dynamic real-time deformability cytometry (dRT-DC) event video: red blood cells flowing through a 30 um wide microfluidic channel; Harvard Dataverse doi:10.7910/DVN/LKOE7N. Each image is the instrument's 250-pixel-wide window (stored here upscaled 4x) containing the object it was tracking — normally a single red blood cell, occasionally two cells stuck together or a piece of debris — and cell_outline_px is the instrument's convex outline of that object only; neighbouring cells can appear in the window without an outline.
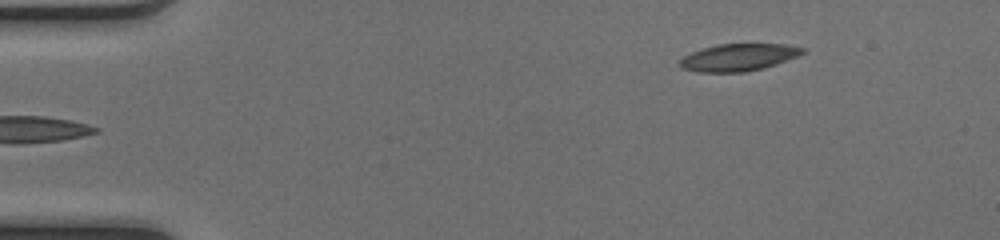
{"species": "common noctule bat (a hibernating species)", "species_latin": "Nyctalus noctula", "temperature_condition": "cold", "stored_images_in_passage": 45, "camera_frame_rate_fps": 3000, "um_per_image_px": 0.085, "animal": {"sex": "female", "body_mass_g": 17.0, "forearm_length_mm": 48.0}, "frame": {"image": 1, "passage_image": 1, "time_ms": 0.0, "image_size_px": [1000, 240], "cell_outline_px": [[804, 52], [796, 56], [776, 64], [764, 68], [744, 72], [696, 72], [680, 68], [680, 60], [684, 56], [692, 52], [716, 44], [784, 44], [804, 48]], "centroid_in_image_um": [62.73, 4.88], "position_along_channel_um": 22.3, "area_um2": 19.31}}
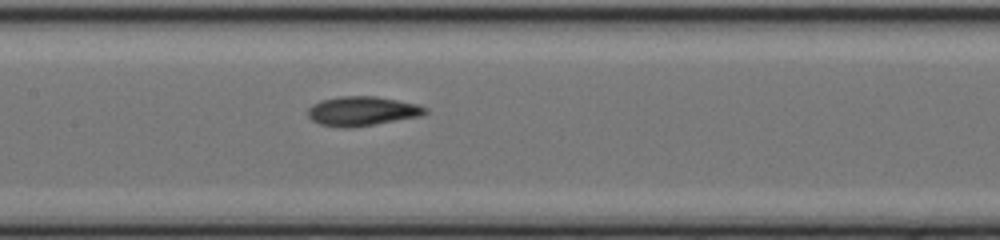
{"frame": {"image": 2, "passage_image": 19, "time_ms": 6.0, "image_size_px": [1000, 240], "cell_outline_px": [[428, 112], [420, 116], [352, 128], [344, 128], [320, 124], [312, 120], [308, 116], [308, 108], [312, 104], [320, 100], [340, 96], [376, 96], [416, 104], [428, 108]], "centroid_in_image_um": [30.76, 9.44], "position_along_channel_um": 176.6, "area_um2": 20.06}}
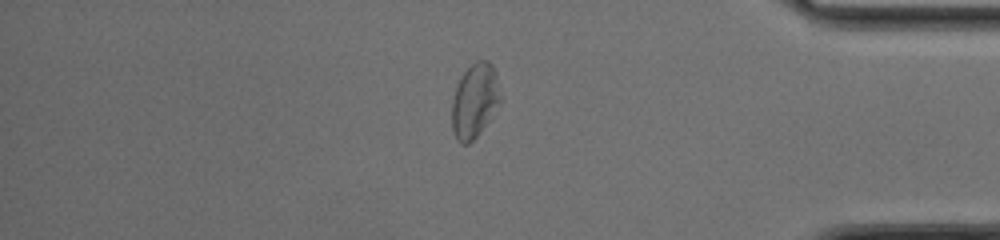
{"frame": {"image": 3, "passage_image": 37, "time_ms": 12.0, "image_size_px": [1000, 240], "cell_outline_px": [[504, 100], [476, 136], [468, 144], [460, 144], [456, 140], [452, 128], [452, 100], [456, 88], [464, 72], [476, 60], [488, 60], [492, 64]], "centroid_in_image_um": [40.38, 8.56], "position_along_channel_um": 394.8, "area_um2": 21.1}, "authors_computed_cell_mechanics": {"area_um2": 20.1144, "velocity_mm_per_s": 4.0912, "shape_relaxation_time_tau1_ms": 8.4495, "shape_relaxation_time_tau2_ms": 3.2807, "deformation_change_tau1": 0.207, "deformation_change_tau2": 0.1132}}